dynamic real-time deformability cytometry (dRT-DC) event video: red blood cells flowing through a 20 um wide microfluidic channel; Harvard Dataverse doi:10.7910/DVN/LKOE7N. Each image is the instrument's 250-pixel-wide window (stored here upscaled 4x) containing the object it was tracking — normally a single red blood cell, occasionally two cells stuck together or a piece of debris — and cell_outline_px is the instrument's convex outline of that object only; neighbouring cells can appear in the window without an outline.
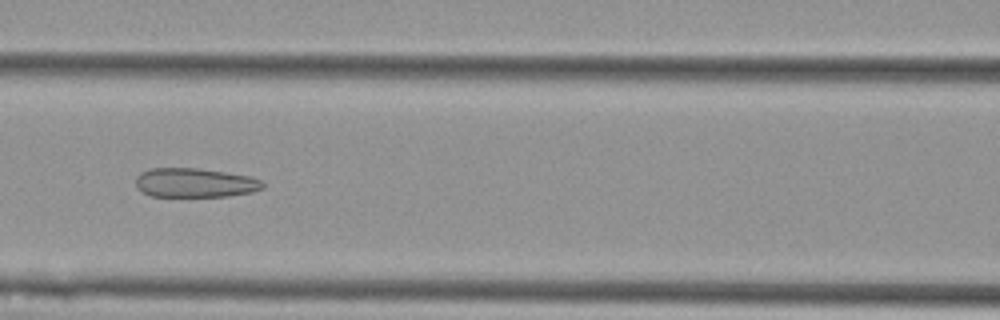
{"species": "Egyptian fruit bat (a non-hibernating species)", "species_latin": "Rousettus aegyptiacus", "temperature_condition": "cold", "stored_images_in_passage": 10, "camera_frame_rate_fps": 3000, "um_per_image_px": 0.085, "animal": {"sex": "female"}, "frame": {"image": 1, "passage_image": 6, "time_ms": 1.667, "image_size_px": [1000, 320], "cell_outline_px": [[264, 188], [252, 192], [228, 196], [152, 196], [144, 192], [136, 184], [136, 176], [140, 172], [152, 168], [196, 168], [252, 176], [260, 180], [264, 184]], "centroid_in_image_um": [16.59, 15.53], "position_along_channel_um": 150.0, "area_um2": 21.5}}
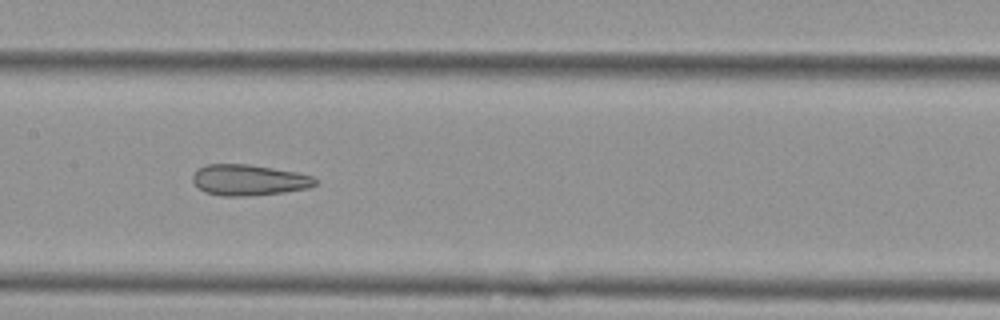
{"frame": {"image": 2, "passage_image": 7, "time_ms": 2.0, "image_size_px": [1000, 320], "cell_outline_px": [[316, 184], [308, 188], [284, 192], [248, 196], [220, 196], [204, 192], [192, 180], [192, 176], [200, 168], [208, 164], [248, 164], [296, 172], [312, 176], [316, 180]], "centroid_in_image_um": [21.15, 15.31], "position_along_channel_um": 186.3, "area_um2": 21.91}}
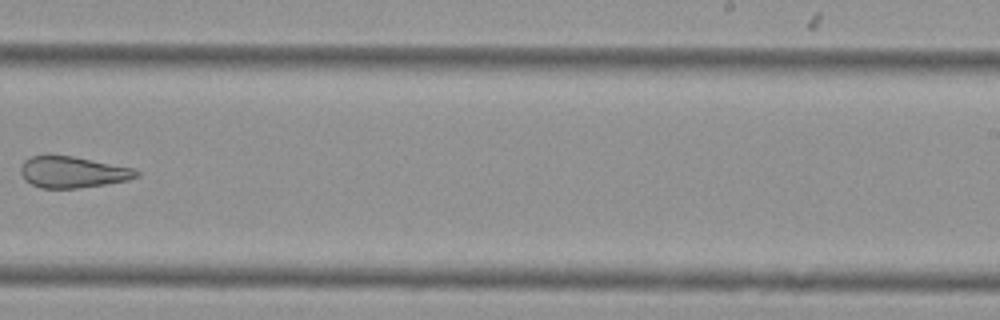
{"frame": {"image": 3, "passage_image": 9, "time_ms": 2.667, "image_size_px": [1000, 320], "cell_outline_px": [[140, 176], [128, 180], [80, 188], [40, 188], [24, 180], [20, 172], [20, 168], [24, 160], [32, 156], [48, 152], [72, 156], [132, 168], [140, 172]], "centroid_in_image_um": [6.11, 14.6], "position_along_channel_um": 282.9, "area_um2": 21.5}}